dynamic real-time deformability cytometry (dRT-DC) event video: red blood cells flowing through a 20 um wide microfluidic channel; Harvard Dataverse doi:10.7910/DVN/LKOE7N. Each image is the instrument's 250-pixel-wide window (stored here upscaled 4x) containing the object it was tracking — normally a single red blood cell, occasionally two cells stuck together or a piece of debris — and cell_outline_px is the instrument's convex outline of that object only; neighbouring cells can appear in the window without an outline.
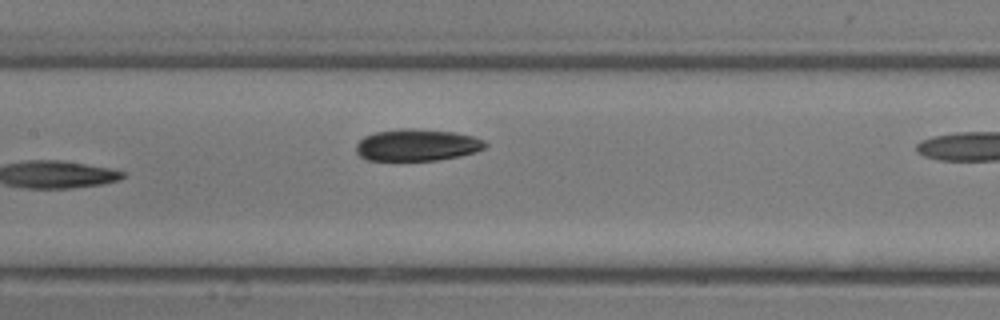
{"species": "common noctule bat (a hibernating species)", "species_latin": "Nyctalus noctula", "temperature_condition": "room temperature", "stored_images_in_passage": 12, "camera_frame_rate_fps": 3000, "um_per_image_px": 0.085, "animal": {"sex": "male", "body_mass_g": 13.3}, "frame": {"image": 1, "passage_image": 12, "time_ms": 3.667, "image_size_px": [1000, 320], "cell_outline_px": [[488, 144], [484, 148], [476, 152], [460, 156], [436, 160], [368, 160], [360, 156], [356, 152], [356, 144], [364, 136], [376, 132], [404, 128], [412, 128], [456, 132], [472, 136], [484, 140]], "centroid_in_image_um": [35.46, 12.32], "position_along_channel_um": 171.9, "area_um2": 23.99}}